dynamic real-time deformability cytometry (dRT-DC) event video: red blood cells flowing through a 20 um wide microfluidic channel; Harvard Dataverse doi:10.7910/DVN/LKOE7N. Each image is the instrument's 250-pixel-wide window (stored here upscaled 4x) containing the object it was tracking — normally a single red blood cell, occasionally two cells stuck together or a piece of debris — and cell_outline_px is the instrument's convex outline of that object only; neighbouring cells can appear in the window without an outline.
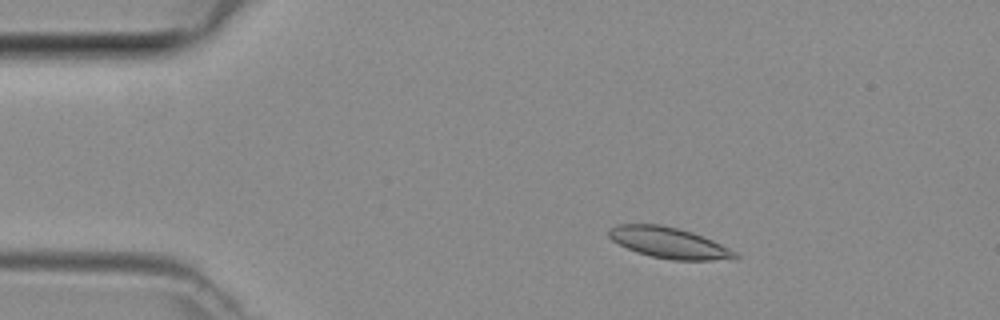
{"species": "common noctule bat (a hibernating species)", "species_latin": "Nyctalus noctula", "temperature_condition": "room temperature", "stored_images_in_passage": 47, "camera_frame_rate_fps": 3000, "um_per_image_px": 0.085, "animal": {"sex": "female", "body_mass_g": 29.2, "forearm_length_mm": 56.3}, "frame": {"image": 1, "passage_image": 8, "time_ms": 2.333, "image_size_px": [1000, 320], "cell_outline_px": [[740, 256], [736, 260], [672, 260], [652, 256], [636, 252], [612, 240], [608, 236], [608, 228], [616, 224], [660, 224], [692, 232], [712, 240], [736, 252]], "centroid_in_image_um": [56.87, 20.64], "position_along_channel_um": 28.1, "area_um2": 22.77}}
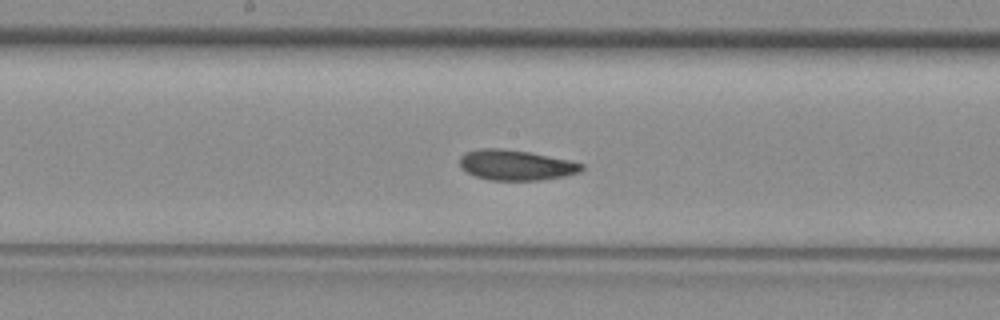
{"frame": {"image": 2, "passage_image": 24, "time_ms": 7.667, "image_size_px": [1000, 320], "cell_outline_px": [[584, 168], [580, 172], [564, 176], [540, 180], [488, 180], [476, 176], [460, 168], [460, 156], [464, 152], [480, 148], [500, 148], [528, 152], [572, 160], [584, 164]], "centroid_in_image_um": [43.86, 14.02], "position_along_channel_um": 204.3, "area_um2": 21.68}}
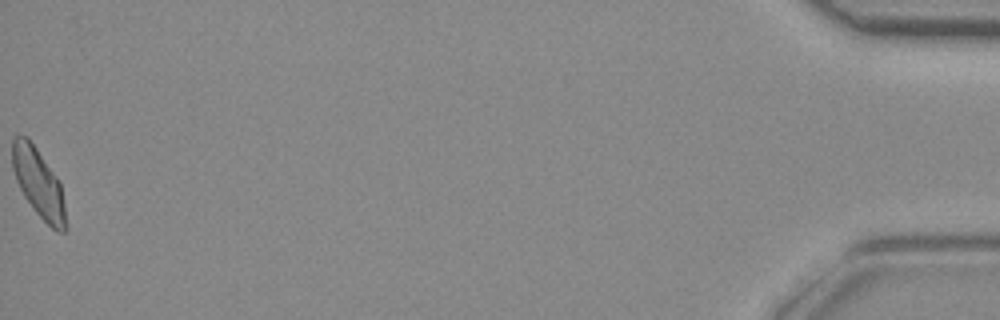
{"frame": {"image": 3, "passage_image": 47, "time_ms": 15.333, "image_size_px": [1000, 320], "cell_outline_px": [[64, 232], [56, 232], [36, 212], [24, 196], [16, 180], [12, 168], [12, 140], [16, 136], [28, 136], [60, 180], [64, 204]], "centroid_in_image_um": [3.25, 15.5], "position_along_channel_um": 431.9, "area_um2": 21.21}}